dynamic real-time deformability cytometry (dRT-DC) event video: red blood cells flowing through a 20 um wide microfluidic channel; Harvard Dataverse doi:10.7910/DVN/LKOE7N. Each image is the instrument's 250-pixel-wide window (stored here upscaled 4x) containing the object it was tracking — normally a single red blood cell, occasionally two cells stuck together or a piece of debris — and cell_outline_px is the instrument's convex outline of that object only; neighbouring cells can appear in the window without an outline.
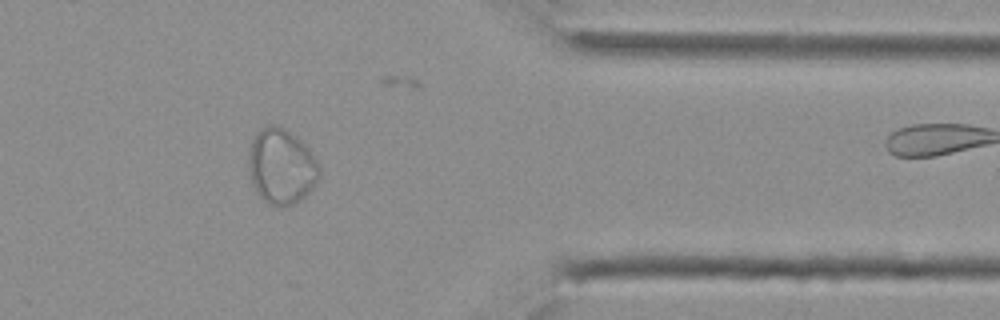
{"species": "Egyptian fruit bat (a non-hibernating species)", "species_latin": "Rousettus aegyptiacus", "temperature_condition": "cold", "stored_images_in_passage": 22, "camera_frame_rate_fps": 3000, "um_per_image_px": 0.085, "animal": {"sex": "female"}, "frame": {"image": 1, "passage_image": 16, "time_ms": 5.0, "image_size_px": [1000, 320], "cell_outline_px": [[320, 172], [316, 184], [300, 200], [284, 208], [280, 208], [268, 204], [256, 192], [252, 184], [248, 172], [248, 156], [252, 140], [256, 132], [260, 128], [268, 124], [272, 124], [284, 128], [300, 140], [308, 148], [316, 160], [320, 168]], "centroid_in_image_um": [23.89, 14.16], "position_along_channel_um": 387.5, "area_um2": 31.33}}